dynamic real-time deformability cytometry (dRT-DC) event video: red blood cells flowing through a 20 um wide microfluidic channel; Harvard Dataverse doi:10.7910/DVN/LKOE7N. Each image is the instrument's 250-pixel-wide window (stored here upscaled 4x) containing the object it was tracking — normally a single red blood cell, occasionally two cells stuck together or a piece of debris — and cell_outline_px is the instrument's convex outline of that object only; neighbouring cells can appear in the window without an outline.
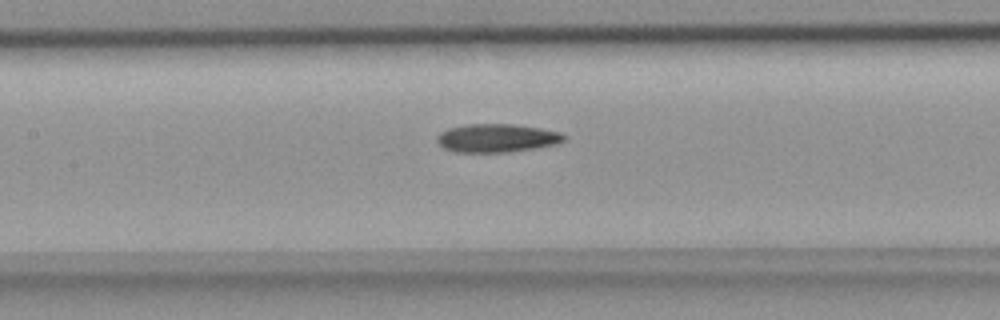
{"species": "common noctule bat (a hibernating species)", "species_latin": "Nyctalus noctula", "temperature_condition": "room temperature", "stored_images_in_passage": 36, "camera_frame_rate_fps": 3000, "um_per_image_px": 0.085, "animal": {"sex": "female", "body_mass_g": 18.4}, "frame": {"image": 1, "passage_image": 15, "time_ms": 4.667, "image_size_px": [1000, 320], "cell_outline_px": [[564, 140], [556, 144], [508, 152], [456, 152], [444, 148], [436, 140], [436, 136], [440, 132], [452, 128], [468, 124], [512, 124], [540, 128], [560, 132], [564, 136]], "centroid_in_image_um": [42.21, 11.73], "position_along_channel_um": 165.2, "area_um2": 20.69}}
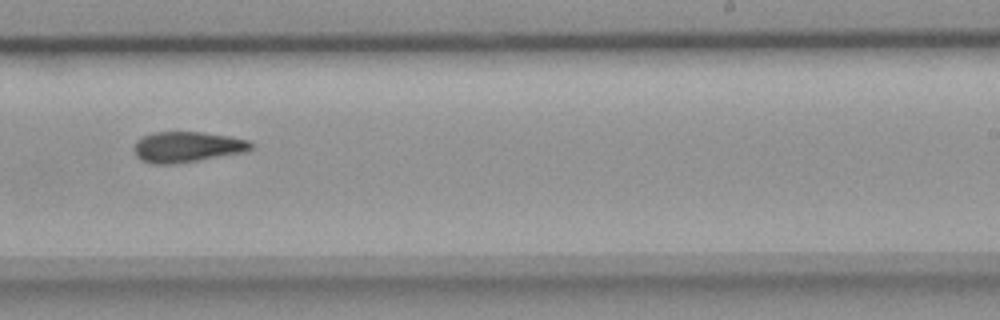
{"frame": {"image": 2, "passage_image": 23, "time_ms": 7.333, "image_size_px": [1000, 320], "cell_outline_px": [[252, 148], [248, 152], [172, 164], [152, 164], [140, 160], [136, 156], [136, 140], [140, 136], [152, 132], [204, 132], [228, 136], [248, 140], [252, 144]], "centroid_in_image_um": [15.9, 12.48], "position_along_channel_um": 273.1, "area_um2": 20.92}}
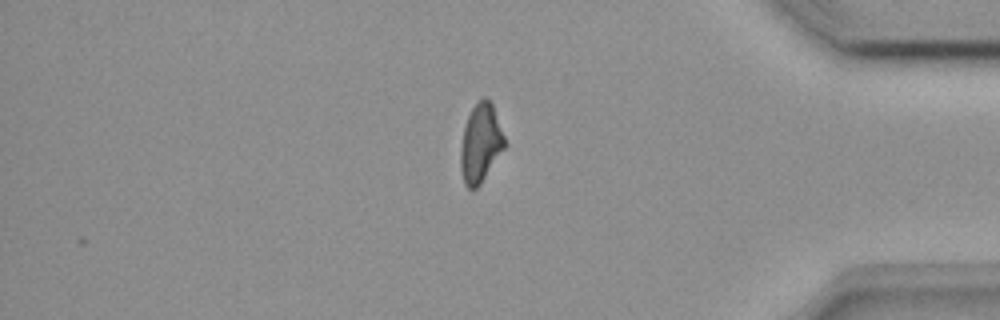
{"frame": {"image": 3, "passage_image": 34, "time_ms": 11.0, "image_size_px": [1000, 320], "cell_outline_px": [[508, 144], [480, 184], [472, 192], [464, 184], [460, 168], [460, 148], [464, 128], [468, 116], [472, 108], [484, 96], [492, 104]], "centroid_in_image_um": [40.86, 12.22], "position_along_channel_um": 394.3, "area_um2": 20.29}}